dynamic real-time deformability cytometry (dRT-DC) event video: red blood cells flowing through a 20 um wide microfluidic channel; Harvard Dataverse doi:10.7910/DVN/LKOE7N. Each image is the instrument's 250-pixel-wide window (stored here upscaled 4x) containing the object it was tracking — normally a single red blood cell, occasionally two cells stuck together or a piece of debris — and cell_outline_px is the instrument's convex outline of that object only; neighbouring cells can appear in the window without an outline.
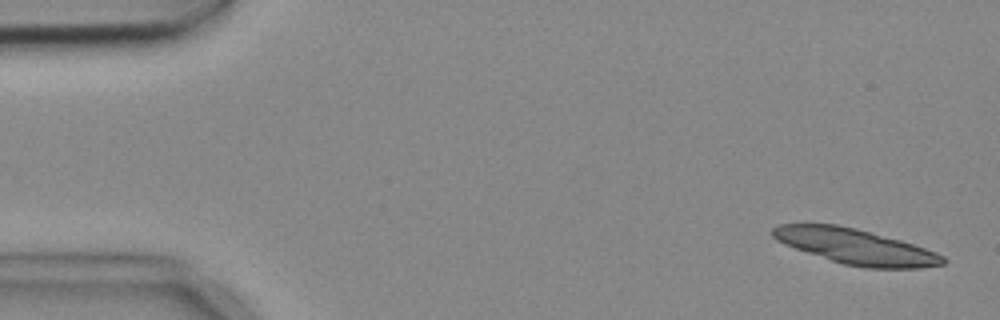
{"species": "common noctule bat (a hibernating species)", "species_latin": "Nyctalus noctula", "temperature_condition": "cold", "stored_images_in_passage": 4, "camera_frame_rate_fps": 3000, "um_per_image_px": 0.085, "animal": {"sex": "female", "body_mass_g": 18.4}, "frame": {"image": 1, "passage_image": 1, "time_ms": 0.0, "image_size_px": [1000, 320], "cell_outline_px": [[948, 260], [944, 264], [920, 268], [864, 268], [844, 264], [784, 244], [776, 240], [768, 232], [776, 224], [836, 224], [856, 228], [900, 240], [936, 252], [944, 256]], "centroid_in_image_um": [72.71, 20.95], "position_along_channel_um": 12.3, "area_um2": 34.85}}